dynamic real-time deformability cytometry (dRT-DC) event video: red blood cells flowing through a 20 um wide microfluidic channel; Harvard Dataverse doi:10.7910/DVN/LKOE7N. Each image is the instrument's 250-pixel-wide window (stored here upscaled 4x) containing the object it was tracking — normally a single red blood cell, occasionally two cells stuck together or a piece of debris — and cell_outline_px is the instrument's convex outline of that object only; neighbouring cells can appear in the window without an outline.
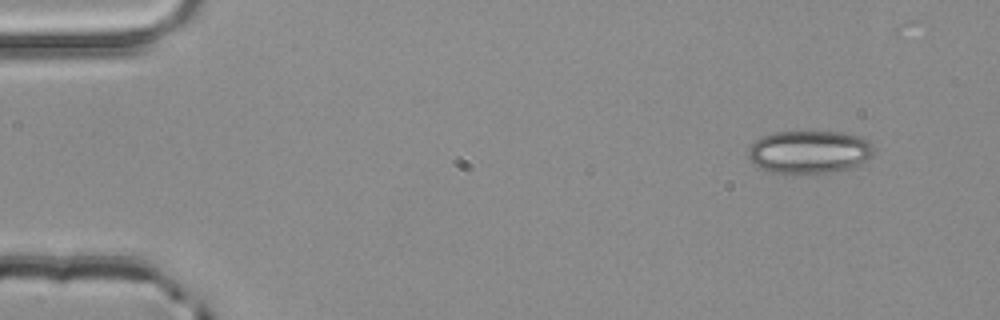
{"species": "common noctule bat (a hibernating species)", "species_latin": "Nyctalus noctula", "temperature_condition": "room temperature", "stored_images_in_passage": 4, "camera_frame_rate_fps": 3000, "um_per_image_px": 0.085, "animal": {"sex": "male", "body_mass_g": 20.4}, "frame": {"image": 1, "passage_image": 1, "time_ms": 0.0, "image_size_px": [1000, 320], "cell_outline_px": [[872, 156], [848, 168], [832, 172], [772, 172], [760, 168], [752, 164], [748, 156], [748, 148], [760, 136], [776, 132], [840, 132], [860, 136], [872, 140]], "centroid_in_image_um": [68.76, 12.89], "position_along_channel_um": 16.2, "area_um2": 31.1}}